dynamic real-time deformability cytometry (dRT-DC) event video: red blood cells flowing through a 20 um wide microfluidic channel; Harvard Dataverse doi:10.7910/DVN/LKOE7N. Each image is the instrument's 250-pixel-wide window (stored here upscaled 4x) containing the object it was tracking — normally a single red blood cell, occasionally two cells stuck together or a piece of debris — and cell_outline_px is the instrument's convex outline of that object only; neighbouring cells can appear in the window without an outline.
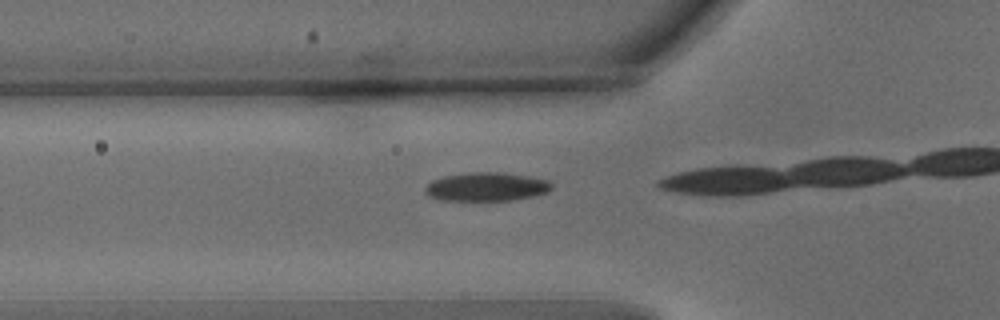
{"species": "common noctule bat (a hibernating species)", "species_latin": "Nyctalus noctula", "temperature_condition": "warm", "stored_images_in_passage": 23, "camera_frame_rate_fps": 3000, "um_per_image_px": 0.085, "animal": {"sex": "male", "body_mass_g": 15.6}, "frame": {"image": 1, "passage_image": 14, "time_ms": 4.333, "image_size_px": [1000, 320], "cell_outline_px": [[552, 188], [548, 192], [532, 196], [512, 200], [440, 200], [428, 196], [424, 192], [424, 188], [432, 180], [444, 176], [472, 172], [504, 172], [528, 176], [548, 180], [552, 184]], "centroid_in_image_um": [41.34, 15.87], "position_along_channel_um": 84.5, "area_um2": 21.15}}